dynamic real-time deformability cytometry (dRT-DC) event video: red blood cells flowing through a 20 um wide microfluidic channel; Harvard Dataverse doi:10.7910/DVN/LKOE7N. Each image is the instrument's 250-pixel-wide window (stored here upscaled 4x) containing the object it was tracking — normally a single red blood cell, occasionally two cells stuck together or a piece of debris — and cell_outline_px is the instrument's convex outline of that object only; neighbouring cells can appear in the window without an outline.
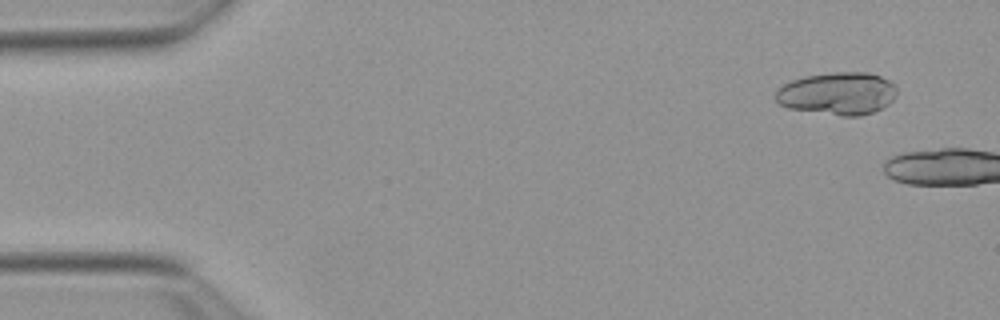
{"species": "Egyptian fruit bat (a non-hibernating species)", "species_latin": "Rousettus aegyptiacus", "temperature_condition": "warm", "stored_images_in_passage": 7, "camera_frame_rate_fps": 3000, "um_per_image_px": 0.085, "animal": {"sex": "female"}, "frame": {"image": 1, "passage_image": 4, "time_ms": 1.0, "image_size_px": [1000, 320], "cell_outline_px": [[896, 96], [888, 104], [872, 112], [860, 116], [840, 116], [788, 108], [780, 104], [776, 100], [776, 92], [784, 84], [792, 80], [804, 76], [836, 72], [868, 72], [880, 76], [888, 80], [896, 88]], "centroid_in_image_um": [71.19, 7.95], "position_along_channel_um": 13.8, "area_um2": 29.94}}